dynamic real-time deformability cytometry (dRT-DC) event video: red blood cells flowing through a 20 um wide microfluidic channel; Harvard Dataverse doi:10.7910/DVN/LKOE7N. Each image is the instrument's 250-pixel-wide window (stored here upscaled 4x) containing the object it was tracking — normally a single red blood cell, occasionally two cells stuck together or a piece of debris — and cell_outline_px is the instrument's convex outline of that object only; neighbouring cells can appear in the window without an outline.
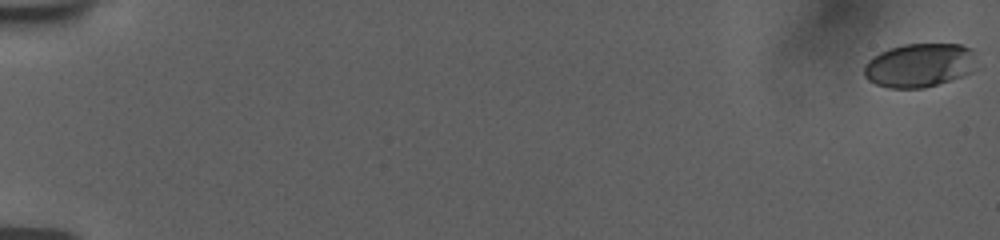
{"species": "human", "species_latin": "Homo sapiens", "temperature_condition": "room temperature", "stored_images_in_passage": 57, "camera_frame_rate_fps": 3000, "um_per_image_px": 0.085, "donor": {"sex": "female"}, "frame": {"image": 1, "passage_image": 1, "time_ms": 0.0, "image_size_px": [1000, 240], "cell_outline_px": [[972, 72], [924, 88], [888, 88], [876, 84], [868, 80], [864, 76], [864, 64], [872, 56], [888, 48], [904, 44], [960, 44], [972, 48]], "centroid_in_image_um": [78.07, 5.54], "position_along_channel_um": 6.9, "area_um2": 28.5}}
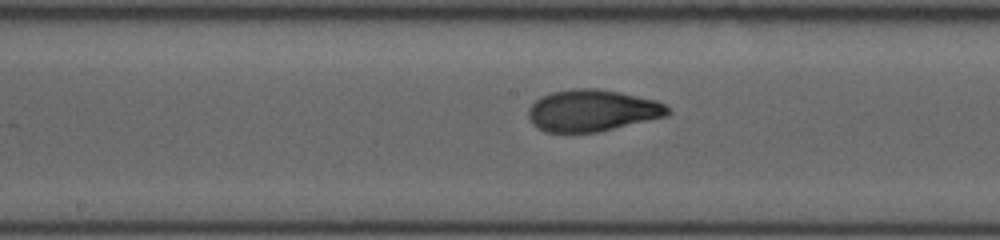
{"frame": {"image": 2, "passage_image": 32, "time_ms": 10.333, "image_size_px": [1000, 240], "cell_outline_px": [[672, 112], [668, 116], [596, 132], [544, 132], [532, 124], [528, 116], [528, 108], [536, 100], [552, 92], [572, 88], [596, 88], [620, 92], [656, 100], [664, 104]], "centroid_in_image_um": [50.34, 9.39], "position_along_channel_um": 197.9, "area_um2": 33.87}}
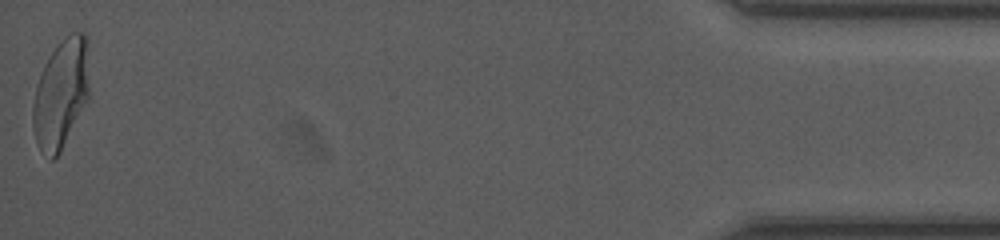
{"frame": {"image": 3, "passage_image": 57, "time_ms": 18.667, "image_size_px": [1000, 240], "cell_outline_px": [[88, 100], [60, 152], [52, 160], [48, 160], [40, 152], [36, 140], [32, 124], [32, 108], [36, 84], [40, 72], [44, 64], [56, 44], [60, 40], [72, 32], [84, 32], [88, 40]], "centroid_in_image_um": [5.16, 7.96], "position_along_channel_um": 430.0, "area_um2": 36.36}, "authors_computed_cell_mechanics": {"area_um2": 33.1194, "velocity_mm_per_s": 3.7813, "shape_relaxation_time_tau1_ms": 5.0378, "shape_relaxation_time_tau2_ms": 0.9488, "deformation_change_tau1": 0.1818, "deformation_change_tau2": 0.064}}